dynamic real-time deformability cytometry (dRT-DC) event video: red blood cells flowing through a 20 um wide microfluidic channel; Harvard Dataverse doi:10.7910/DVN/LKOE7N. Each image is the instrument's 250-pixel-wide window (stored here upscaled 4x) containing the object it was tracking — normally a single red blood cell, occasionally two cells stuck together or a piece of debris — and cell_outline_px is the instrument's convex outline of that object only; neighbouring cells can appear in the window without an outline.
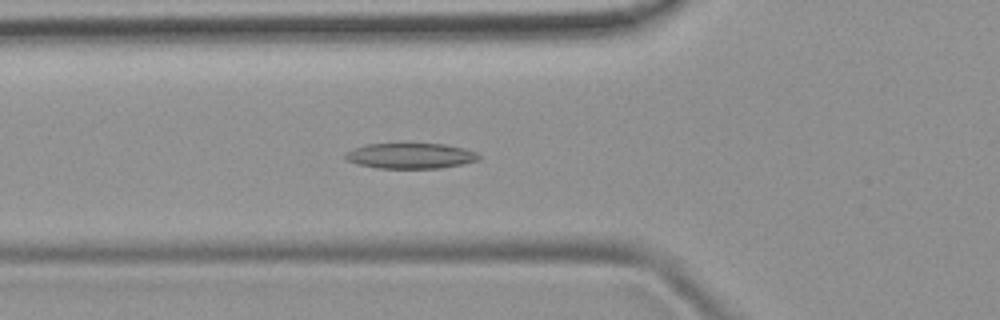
{"species": "common noctule bat (a hibernating species)", "species_latin": "Nyctalus noctula", "temperature_condition": "room temperature", "stored_images_in_passage": 51, "camera_frame_rate_fps": 3000, "um_per_image_px": 0.085, "animal": {"sex": "female", "body_mass_g": 19.9}, "frame": {"image": 1, "passage_image": 18, "time_ms": 5.667, "image_size_px": [1000, 320], "cell_outline_px": [[480, 160], [440, 168], [376, 168], [356, 164], [344, 160], [344, 156], [348, 152], [364, 144], [404, 140], [444, 144], [464, 148], [476, 152], [480, 156]], "centroid_in_image_um": [34.85, 13.19], "position_along_channel_um": 91.0, "area_um2": 20.92}}
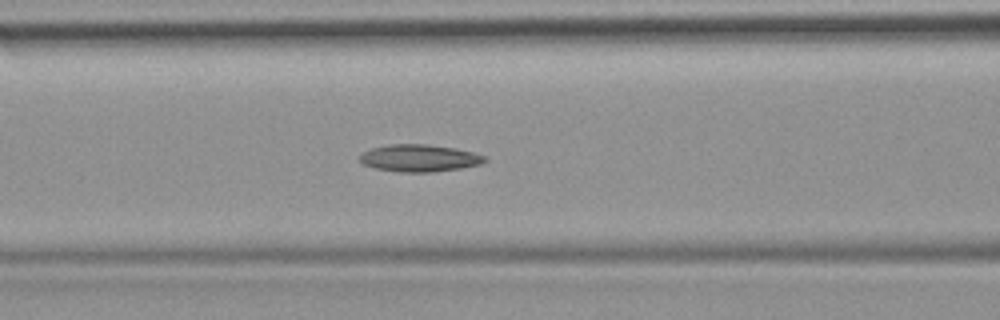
{"frame": {"image": 2, "passage_image": 21, "time_ms": 6.667, "image_size_px": [1000, 320], "cell_outline_px": [[488, 160], [480, 164], [460, 168], [432, 172], [400, 172], [376, 168], [364, 164], [360, 160], [360, 156], [364, 152], [372, 148], [388, 144], [428, 144], [456, 148], [488, 156]], "centroid_in_image_um": [35.69, 13.43], "position_along_channel_um": 130.9, "area_um2": 19.77}}
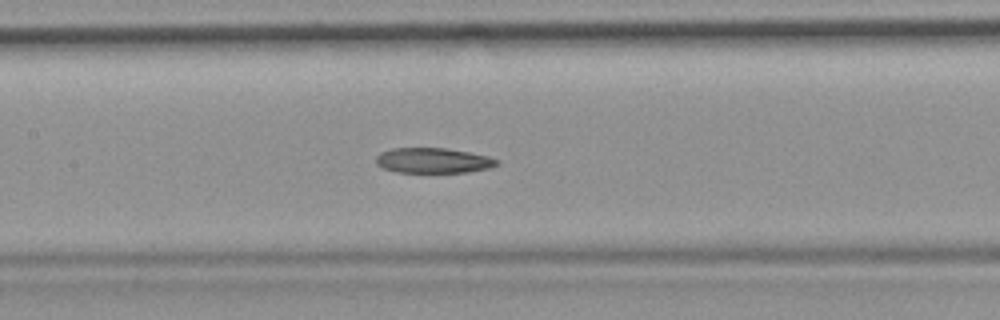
{"frame": {"image": 3, "passage_image": 24, "time_ms": 7.667, "image_size_px": [1000, 320], "cell_outline_px": [[500, 164], [488, 168], [468, 172], [396, 172], [380, 168], [376, 164], [376, 156], [380, 152], [392, 148], [448, 148], [488, 156], [500, 160]], "centroid_in_image_um": [36.8, 13.64], "position_along_channel_um": 170.6, "area_um2": 17.92}, "authors_computed_cell_mechanics": {"area_um2": 19.5942, "velocity_mm_per_s": 3.9693, "shape_relaxation_time_tau1_ms": null, "shape_relaxation_time_tau2_ms": 9.3722, "deformation_change_tau1": null, "deformation_change_tau2": 0.1969}}